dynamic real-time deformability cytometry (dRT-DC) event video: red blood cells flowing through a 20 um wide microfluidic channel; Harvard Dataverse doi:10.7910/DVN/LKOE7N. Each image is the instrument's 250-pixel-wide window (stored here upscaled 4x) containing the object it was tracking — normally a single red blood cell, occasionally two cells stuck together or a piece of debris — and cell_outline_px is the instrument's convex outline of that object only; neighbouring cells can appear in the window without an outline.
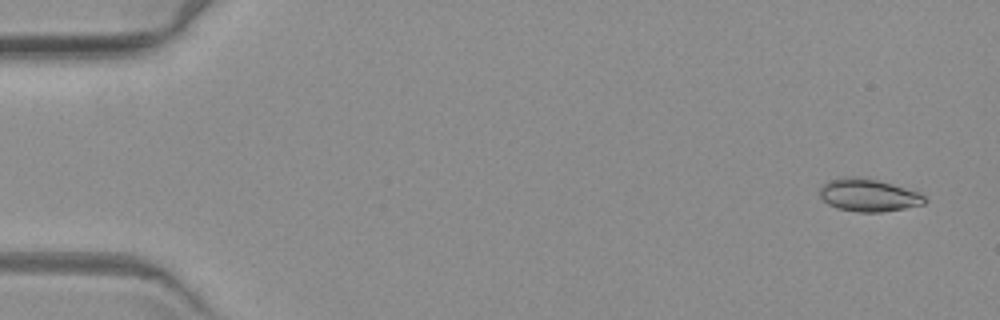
{"species": "common noctule bat (a hibernating species)", "species_latin": "Nyctalus noctula", "temperature_condition": "warm", "stored_images_in_passage": 5, "camera_frame_rate_fps": 3000, "um_per_image_px": 0.085, "animal": {"sex": "female", "body_mass_g": 19.3, "forearm_length_mm": 54.1}, "frame": {"image": 1, "passage_image": 1, "time_ms": 0.0, "image_size_px": [1000, 320], "cell_outline_px": [[928, 200], [924, 204], [904, 208], [880, 212], [856, 212], [836, 208], [828, 204], [820, 196], [820, 188], [828, 180], [844, 176], [868, 176], [920, 192]], "centroid_in_image_um": [73.83, 16.56], "position_along_channel_um": 11.2, "area_um2": 20.4}}
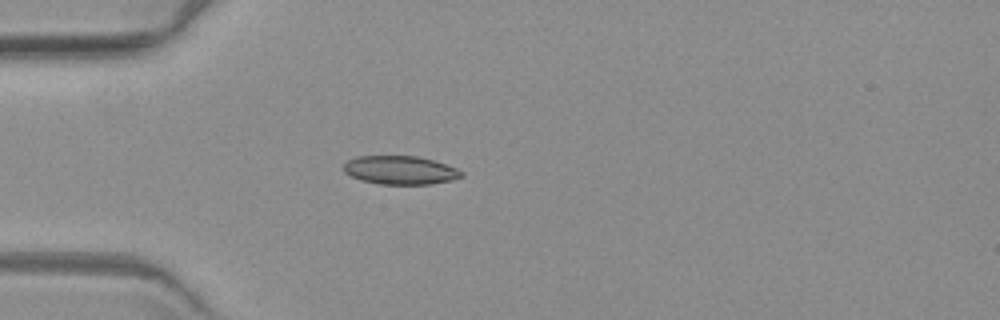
{"frame": {"image": 2, "passage_image": 4, "time_ms": 4.667, "image_size_px": [1000, 320], "cell_outline_px": [[464, 176], [452, 180], [432, 184], [380, 184], [360, 180], [344, 172], [344, 164], [348, 160], [356, 156], [416, 156], [432, 160], [456, 168], [464, 172]], "centroid_in_image_um": [34.02, 14.46], "position_along_channel_um": 51.0, "area_um2": 19.54}}